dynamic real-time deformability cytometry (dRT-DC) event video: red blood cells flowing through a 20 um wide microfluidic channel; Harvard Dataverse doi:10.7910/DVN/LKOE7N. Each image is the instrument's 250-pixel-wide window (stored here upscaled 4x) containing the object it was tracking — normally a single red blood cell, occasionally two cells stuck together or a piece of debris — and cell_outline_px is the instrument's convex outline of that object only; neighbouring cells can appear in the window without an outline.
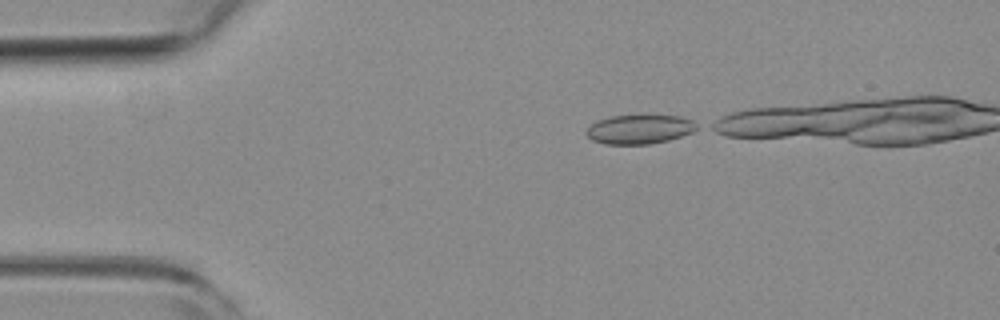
{"species": "common noctule bat (a hibernating species)", "species_latin": "Nyctalus noctula", "temperature_condition": "room temperature", "stored_images_in_passage": 14, "camera_frame_rate_fps": 3000, "um_per_image_px": 0.085, "animal": {"sex": "female", "body_mass_g": 19.3, "forearm_length_mm": 54.1}, "frame": {"image": 1, "passage_image": 1, "time_ms": 0.0, "image_size_px": [1000, 320], "cell_outline_px": [[700, 128], [692, 132], [668, 140], [648, 144], [604, 144], [592, 140], [584, 132], [596, 120], [612, 116], [680, 116], [692, 120], [700, 124]], "centroid_in_image_um": [54.37, 10.99], "position_along_channel_um": 30.6, "area_um2": 18.73}}
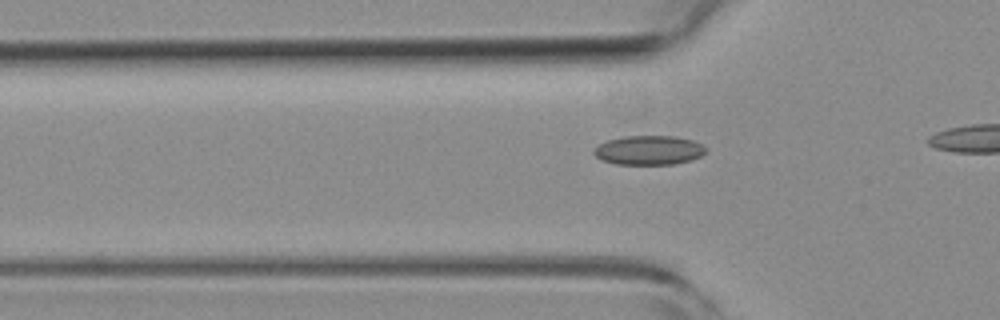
{"frame": {"image": 2, "passage_image": 8, "time_ms": 2.333, "image_size_px": [1000, 320], "cell_outline_px": [[708, 152], [692, 160], [672, 164], [616, 164], [600, 160], [592, 152], [600, 144], [608, 140], [624, 136], [676, 136], [692, 140], [708, 148]], "centroid_in_image_um": [55.18, 12.77], "position_along_channel_um": 70.6, "area_um2": 19.13}}
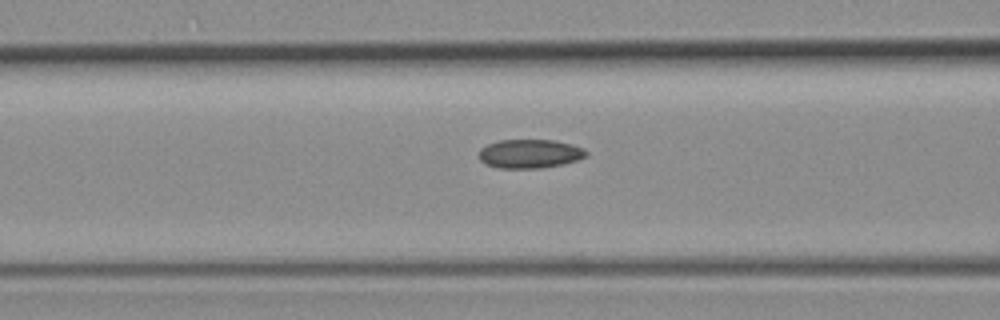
{"frame": {"image": 3, "passage_image": 12, "time_ms": 3.667, "image_size_px": [1000, 320], "cell_outline_px": [[588, 156], [564, 164], [540, 168], [500, 168], [484, 164], [480, 160], [480, 148], [488, 144], [500, 140], [556, 140], [572, 144], [584, 148], [588, 152]], "centroid_in_image_um": [45.06, 13.06], "position_along_channel_um": 121.5, "area_um2": 18.15}}